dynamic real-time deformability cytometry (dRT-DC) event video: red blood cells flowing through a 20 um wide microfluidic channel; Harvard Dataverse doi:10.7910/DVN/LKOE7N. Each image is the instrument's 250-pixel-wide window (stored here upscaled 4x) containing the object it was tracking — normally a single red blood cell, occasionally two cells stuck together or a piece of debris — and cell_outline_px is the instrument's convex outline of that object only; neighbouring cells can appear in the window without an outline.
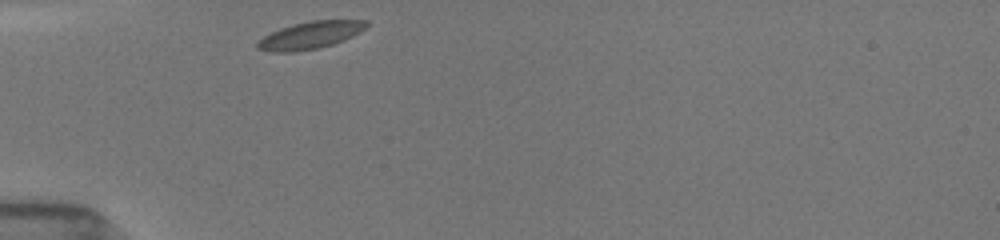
{"species": "common noctule bat (a hibernating species)", "species_latin": "Nyctalus noctula", "temperature_condition": "room temperature", "stored_images_in_passage": 29, "camera_frame_rate_fps": 3000, "um_per_image_px": 0.085, "animal": {"sex": "female", "body_mass_g": 19.5, "forearm_length_mm": 54.1}, "frame": {"image": 1, "passage_image": 1, "time_ms": 0.0, "image_size_px": [1000, 240], "cell_outline_px": [[368, 24], [360, 32], [344, 40], [320, 48], [292, 52], [268, 52], [256, 48], [256, 40], [280, 28], [292, 24], [312, 20], [368, 20]], "centroid_in_image_um": [26.33, 3.0], "position_along_channel_um": 58.7, "area_um2": 17.46}}
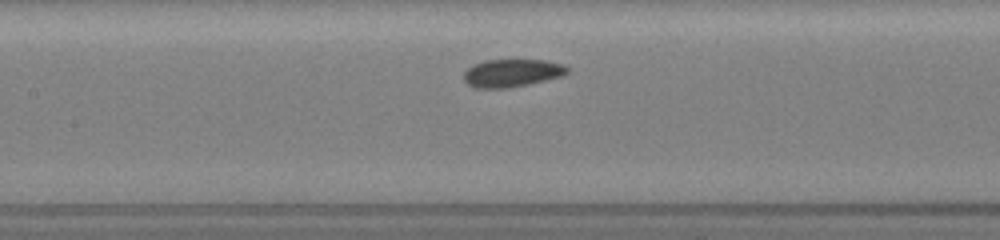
{"frame": {"image": 2, "passage_image": 10, "time_ms": 3.0, "image_size_px": [1000, 240], "cell_outline_px": [[568, 72], [564, 76], [528, 84], [508, 88], [476, 88], [468, 84], [464, 80], [464, 72], [472, 64], [484, 60], [544, 60], [564, 64], [568, 68]], "centroid_in_image_um": [43.52, 6.2], "position_along_channel_um": 163.9, "area_um2": 16.88}}
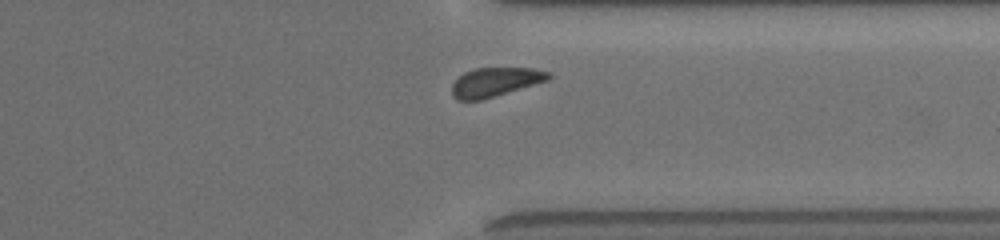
{"frame": {"image": 3, "passage_image": 26, "time_ms": 8.333, "image_size_px": [1000, 240], "cell_outline_px": [[552, 76], [548, 80], [480, 100], [456, 100], [452, 96], [452, 84], [464, 72], [476, 68], [532, 68], [552, 72]], "centroid_in_image_um": [42.09, 6.96], "position_along_channel_um": 369.3, "area_um2": 16.18}, "authors_computed_cell_mechanics": {"area_um2": 16.8776, "velocity_mm_per_s": 3.85, "shape_relaxation_time_tau1_ms": 2.0946, "shape_relaxation_time_tau2_ms": null, "deformation_change_tau1": 0.0728, "deformation_change_tau2": null}}